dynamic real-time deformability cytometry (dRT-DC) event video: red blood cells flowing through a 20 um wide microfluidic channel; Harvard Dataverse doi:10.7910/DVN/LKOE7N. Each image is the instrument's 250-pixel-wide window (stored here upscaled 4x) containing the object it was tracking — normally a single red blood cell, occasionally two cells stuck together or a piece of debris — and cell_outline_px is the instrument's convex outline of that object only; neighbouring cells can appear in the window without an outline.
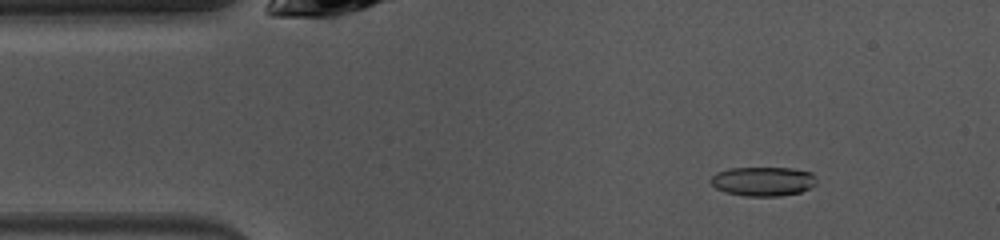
{"species": "common noctule bat (a hibernating species)", "species_latin": "Nyctalus noctula", "temperature_condition": "warm", "stored_images_in_passage": 48, "camera_frame_rate_fps": 3000, "um_per_image_px": 0.085, "animal": {"sex": "female", "body_mass_g": 10.0, "forearm_length_mm": 53.1}, "frame": {"image": 1, "passage_image": 6, "time_ms": 1.667, "image_size_px": [1000, 240], "cell_outline_px": [[816, 184], [800, 192], [780, 196], [744, 196], [724, 192], [716, 188], [708, 180], [716, 172], [728, 168], [792, 168], [812, 172], [816, 176]], "centroid_in_image_um": [64.84, 15.41], "position_along_channel_um": 20.2, "area_um2": 18.21}}
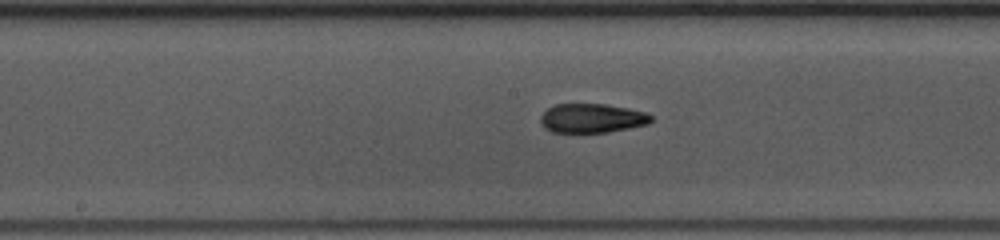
{"frame": {"image": 2, "passage_image": 23, "time_ms": 7.333, "image_size_px": [1000, 240], "cell_outline_px": [[652, 120], [648, 124], [608, 132], [552, 132], [544, 128], [540, 124], [540, 116], [548, 108], [556, 104], [604, 104], [628, 108], [648, 112], [652, 116]], "centroid_in_image_um": [50.31, 10.04], "position_along_channel_um": 197.9, "area_um2": 18.84}}
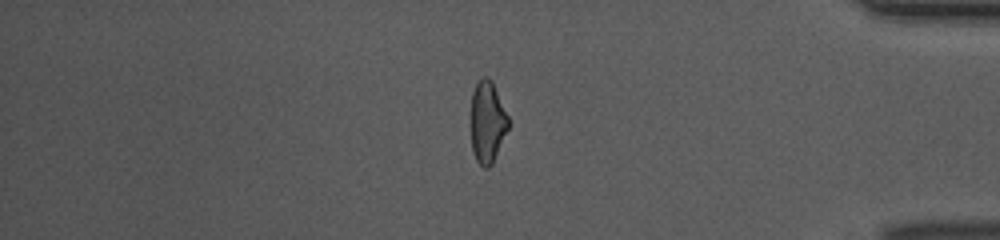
{"frame": {"image": 3, "passage_image": 40, "time_ms": 13.0, "image_size_px": [1000, 240], "cell_outline_px": [[512, 124], [492, 164], [488, 168], [484, 168], [476, 160], [472, 152], [472, 92], [476, 84], [484, 76], [492, 80]], "centroid_in_image_um": [41.47, 10.4], "position_along_channel_um": 393.7, "area_um2": 18.03}, "authors_computed_cell_mechanics": {"area_um2": 18.7272, "velocity_mm_per_s": 4.0638, "shape_relaxation_time_tau1_ms": 5.7516, "shape_relaxation_time_tau2_ms": 2.4221, "deformation_change_tau1": 0.1696, "deformation_change_tau2": 0.1027}}